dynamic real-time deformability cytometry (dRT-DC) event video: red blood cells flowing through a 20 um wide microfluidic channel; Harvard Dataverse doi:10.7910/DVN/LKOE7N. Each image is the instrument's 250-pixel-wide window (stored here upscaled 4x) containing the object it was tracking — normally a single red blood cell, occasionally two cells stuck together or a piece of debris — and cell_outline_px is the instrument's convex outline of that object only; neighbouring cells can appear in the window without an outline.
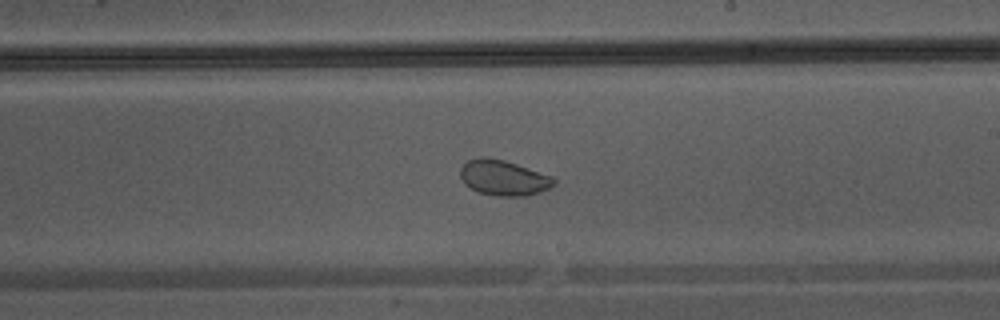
{"species": "Egyptian fruit bat (a non-hibernating species)", "species_latin": "Rousettus aegyptiacus", "temperature_condition": "warm", "stored_images_in_passage": 46, "camera_frame_rate_fps": 3000, "um_per_image_px": 0.085, "animal": {"sex": "male"}, "frame": {"image": 1, "passage_image": 27, "time_ms": 8.667, "image_size_px": [1000, 320], "cell_outline_px": [[556, 184], [540, 192], [528, 196], [496, 196], [480, 192], [464, 184], [460, 176], [460, 168], [468, 160], [480, 156], [484, 156], [504, 160], [552, 176], [556, 180]], "centroid_in_image_um": [42.8, 15.11], "position_along_channel_um": 246.2, "area_um2": 19.31}}